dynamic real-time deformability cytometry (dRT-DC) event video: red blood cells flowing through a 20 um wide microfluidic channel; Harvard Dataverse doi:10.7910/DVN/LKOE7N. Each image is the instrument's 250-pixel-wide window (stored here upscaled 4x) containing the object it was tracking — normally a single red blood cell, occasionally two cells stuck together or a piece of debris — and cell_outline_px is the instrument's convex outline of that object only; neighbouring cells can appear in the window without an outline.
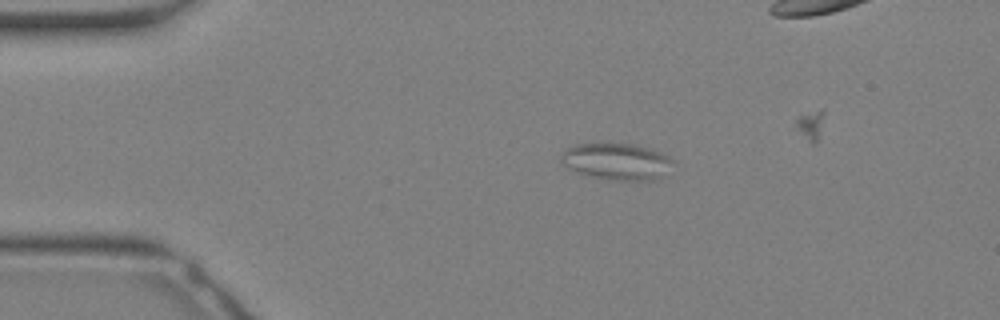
{"species": "Egyptian fruit bat (a non-hibernating species)", "species_latin": "Rousettus aegyptiacus", "temperature_condition": "warm", "stored_images_in_passage": 30, "camera_frame_rate_fps": 3000, "um_per_image_px": 0.085, "animal": {"sex": "female"}, "frame": {"image": 1, "passage_image": 5, "time_ms": 1.333, "image_size_px": [1000, 320], "cell_outline_px": [[672, 160], [664, 176], [656, 180], [608, 180], [592, 176], [568, 168], [560, 160], [560, 156], [568, 148], [576, 144], [636, 144], [652, 148], [668, 156]], "centroid_in_image_um": [52.44, 13.73], "position_along_channel_um": 32.6, "area_um2": 23.64}}
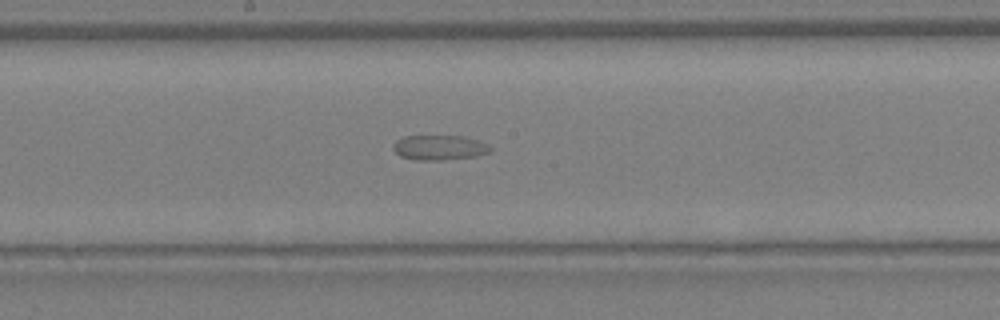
{"frame": {"image": 2, "passage_image": 16, "time_ms": 5.0, "image_size_px": [1000, 320], "cell_outline_px": [[492, 152], [476, 156], [440, 160], [416, 160], [400, 156], [392, 148], [392, 144], [396, 140], [404, 136], [464, 136], [488, 144], [492, 148]], "centroid_in_image_um": [37.34, 12.54], "position_along_channel_um": 210.9, "area_um2": 14.16}}
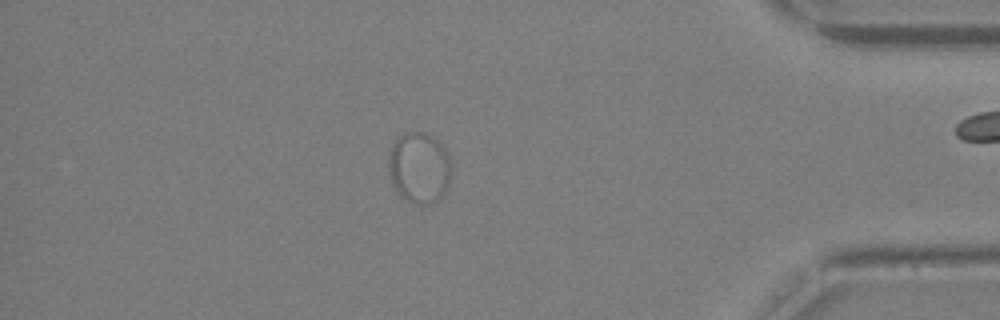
{"frame": {"image": 3, "passage_image": 27, "time_ms": 8.667, "image_size_px": [1000, 320], "cell_outline_px": [[452, 176], [448, 188], [436, 200], [424, 204], [416, 204], [404, 200], [396, 192], [392, 184], [388, 172], [388, 156], [392, 144], [404, 132], [424, 132], [432, 136], [448, 152], [452, 164]], "centroid_in_image_um": [35.63, 14.26], "position_along_channel_um": 399.6, "area_um2": 26.47}}